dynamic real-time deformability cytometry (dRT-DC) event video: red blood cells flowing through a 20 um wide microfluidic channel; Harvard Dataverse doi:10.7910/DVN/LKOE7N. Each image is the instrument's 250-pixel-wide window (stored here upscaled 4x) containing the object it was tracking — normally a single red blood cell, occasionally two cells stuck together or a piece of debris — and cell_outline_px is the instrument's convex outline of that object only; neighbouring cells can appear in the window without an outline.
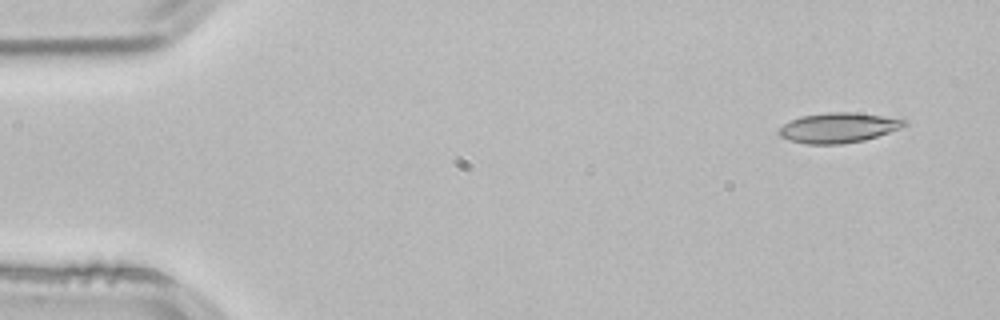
{"species": "common noctule bat (a hibernating species)", "species_latin": "Nyctalus noctula", "temperature_condition": "room temperature", "stored_images_in_passage": 3, "camera_frame_rate_fps": 3000, "um_per_image_px": 0.085, "animal": {"sex": "male", "body_mass_g": 21.5, "forearm_length_mm": 52.0}, "frame": {"image": 1, "passage_image": 1, "time_ms": 0.0, "image_size_px": [1000, 320], "cell_outline_px": [[908, 124], [900, 128], [864, 140], [840, 144], [804, 144], [788, 140], [780, 136], [776, 132], [784, 124], [800, 116], [828, 112], [852, 112], [904, 116], [908, 120]], "centroid_in_image_um": [71.35, 10.83], "position_along_channel_um": 13.7, "area_um2": 22.48}}
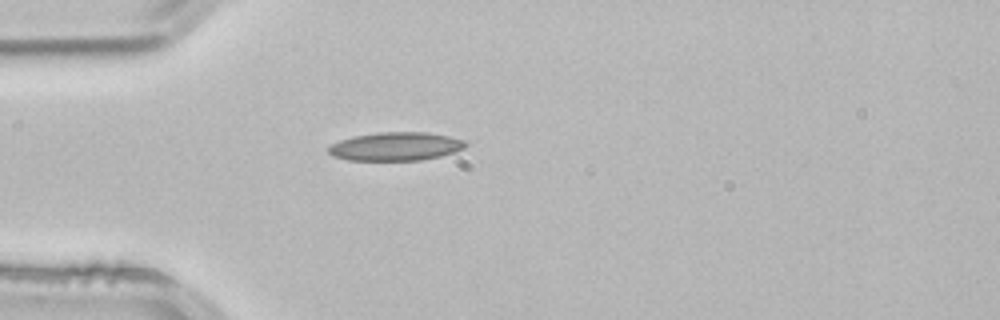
{"frame": {"image": 2, "passage_image": 3, "time_ms": 0.667, "image_size_px": [1000, 320], "cell_outline_px": [[468, 144], [464, 148], [440, 156], [420, 160], [348, 160], [332, 156], [328, 152], [328, 148], [332, 144], [340, 140], [352, 136], [376, 132], [428, 132], [448, 136], [464, 140]], "centroid_in_image_um": [33.61, 12.44], "position_along_channel_um": 51.4, "area_um2": 22.72}}